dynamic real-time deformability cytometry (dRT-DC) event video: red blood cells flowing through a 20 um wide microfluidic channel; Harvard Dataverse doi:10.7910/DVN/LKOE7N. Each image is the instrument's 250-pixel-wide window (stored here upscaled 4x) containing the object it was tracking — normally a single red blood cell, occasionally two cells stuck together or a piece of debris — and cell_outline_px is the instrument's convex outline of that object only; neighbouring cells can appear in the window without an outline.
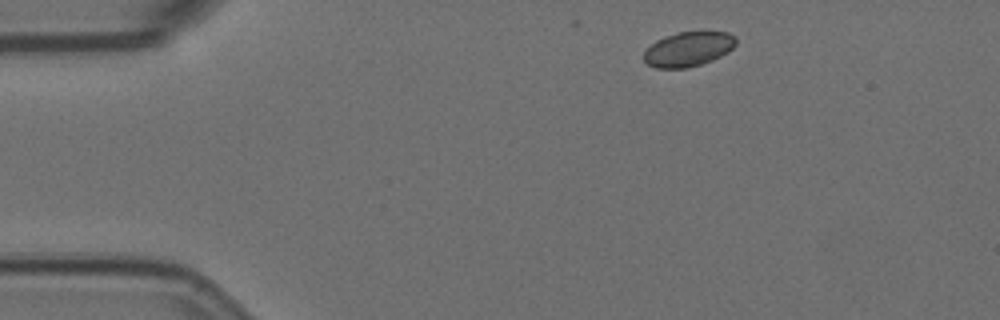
{"species": "Egyptian fruit bat (a non-hibernating species)", "species_latin": "Rousettus aegyptiacus", "temperature_condition": "room temperature", "stored_images_in_passage": 11, "camera_frame_rate_fps": 3000, "um_per_image_px": 0.085, "animal": {"sex": "female"}, "frame": {"image": 1, "passage_image": 1, "time_ms": 0.0, "image_size_px": [1000, 320], "cell_outline_px": [[736, 44], [728, 52], [712, 60], [688, 68], [656, 68], [648, 64], [644, 60], [644, 52], [656, 40], [664, 36], [676, 32], [728, 32], [736, 36]], "centroid_in_image_um": [58.51, 4.17], "position_along_channel_um": 26.5, "area_um2": 18.55}}
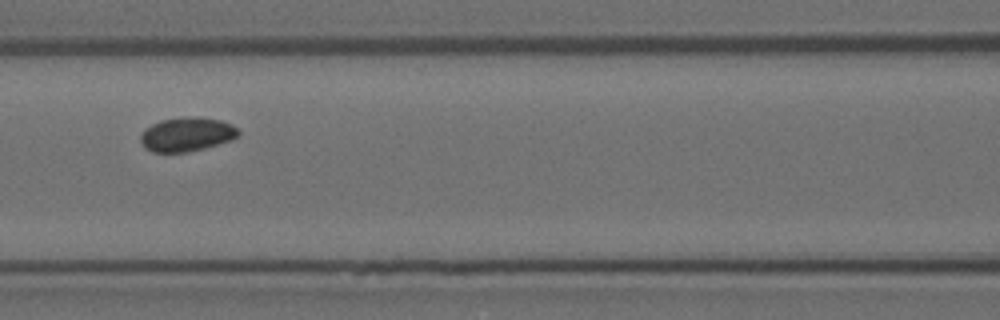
{"frame": {"image": 2, "passage_image": 5, "time_ms": 1.333, "image_size_px": [1000, 320], "cell_outline_px": [[240, 136], [232, 140], [204, 148], [188, 152], [152, 152], [144, 148], [140, 140], [140, 136], [144, 128], [160, 120], [200, 116], [220, 120], [232, 124], [240, 132]], "centroid_in_image_um": [15.88, 11.42], "position_along_channel_um": 150.7, "area_um2": 19.54}}
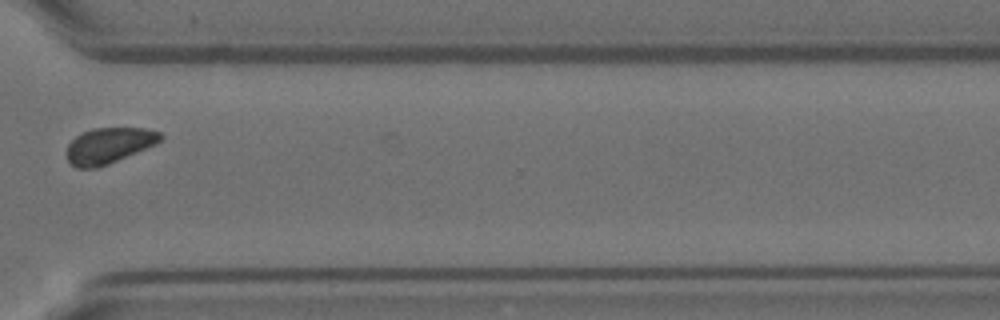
{"frame": {"image": 3, "passage_image": 10, "time_ms": 3.0, "image_size_px": [1000, 320], "cell_outline_px": [[164, 136], [160, 140], [144, 148], [108, 164], [96, 168], [76, 168], [68, 160], [68, 144], [76, 136], [92, 128], [144, 128], [160, 132]], "centroid_in_image_um": [9.22, 12.36], "position_along_channel_um": 361.4, "area_um2": 19.02}}